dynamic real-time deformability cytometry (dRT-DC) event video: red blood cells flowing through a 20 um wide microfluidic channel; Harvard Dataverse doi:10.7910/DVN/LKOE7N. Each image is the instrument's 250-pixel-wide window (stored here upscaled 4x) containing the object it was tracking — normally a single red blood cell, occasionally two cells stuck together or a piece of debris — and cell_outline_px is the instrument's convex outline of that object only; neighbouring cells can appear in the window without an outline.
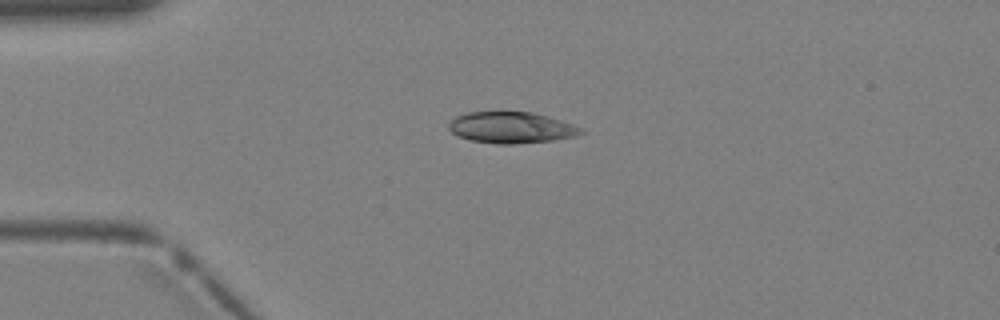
{"species": "Egyptian fruit bat (a non-hibernating species)", "species_latin": "Rousettus aegyptiacus", "temperature_condition": "warm", "stored_images_in_passage": 3, "camera_frame_rate_fps": 3000, "um_per_image_px": 0.085, "animal": {"sex": "female"}, "frame": {"image": 1, "passage_image": 3, "time_ms": 0.667, "image_size_px": [1000, 320], "cell_outline_px": [[584, 132], [576, 136], [552, 140], [512, 144], [496, 144], [468, 140], [452, 132], [448, 128], [448, 124], [456, 116], [468, 112], [532, 112], [548, 116], [584, 128]], "centroid_in_image_um": [43.46, 10.84], "position_along_channel_um": 41.5, "area_um2": 24.04}}